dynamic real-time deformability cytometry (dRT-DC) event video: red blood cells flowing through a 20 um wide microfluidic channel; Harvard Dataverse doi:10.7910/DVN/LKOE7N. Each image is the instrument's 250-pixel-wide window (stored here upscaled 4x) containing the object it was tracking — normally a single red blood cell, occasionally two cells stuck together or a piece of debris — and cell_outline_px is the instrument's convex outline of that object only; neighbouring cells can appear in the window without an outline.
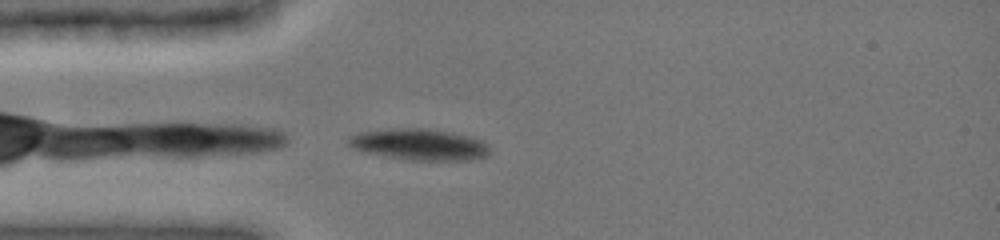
{"species": "common noctule bat (a hibernating species)", "species_latin": "Nyctalus noctula", "temperature_condition": "cold", "stored_images_in_passage": 31, "camera_frame_rate_fps": 3000, "um_per_image_px": 0.085, "animal": {"sex": "female", "body_mass_g": 19.0, "forearm_length_mm": 51.5}, "frame": {"image": 1, "passage_image": 1, "time_ms": 0.0, "image_size_px": [1000, 240], "cell_outline_px": [[488, 156], [472, 160], [412, 160], [368, 152], [352, 148], [348, 144], [348, 136], [360, 132], [388, 128], [420, 128], [448, 132], [480, 140], [488, 144]], "centroid_in_image_um": [35.62, 12.28], "position_along_channel_um": 49.4, "area_um2": 25.32}}
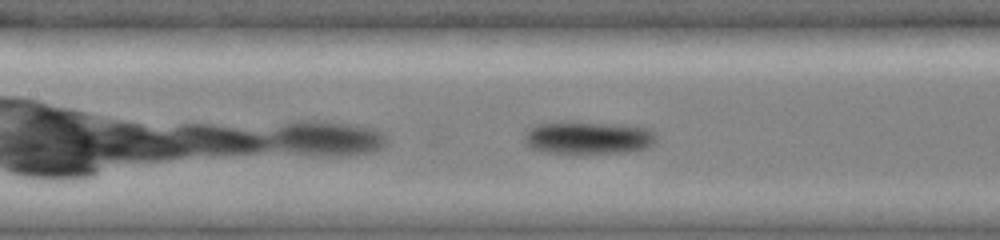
{"frame": {"image": 2, "passage_image": 10, "time_ms": 3.0, "image_size_px": [1000, 240], "cell_outline_px": [[656, 140], [648, 148], [628, 152], [572, 156], [548, 152], [528, 148], [524, 140], [524, 136], [528, 128], [536, 124], [624, 124], [648, 128], [656, 132]], "centroid_in_image_um": [50.02, 11.78], "position_along_channel_um": 157.4, "area_um2": 25.55}}
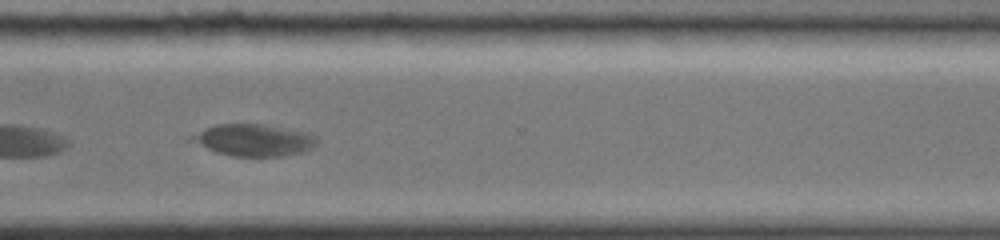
{"frame": {"image": 3, "passage_image": 25, "time_ms": 8.0, "image_size_px": [1000, 240], "cell_outline_px": [[320, 140], [312, 148], [300, 152], [284, 156], [232, 156], [216, 152], [188, 140], [188, 136], [204, 128], [216, 124], [264, 124], [304, 132], [316, 136]], "centroid_in_image_um": [21.53, 11.9], "position_along_channel_um": 349.1, "area_um2": 23.29}}